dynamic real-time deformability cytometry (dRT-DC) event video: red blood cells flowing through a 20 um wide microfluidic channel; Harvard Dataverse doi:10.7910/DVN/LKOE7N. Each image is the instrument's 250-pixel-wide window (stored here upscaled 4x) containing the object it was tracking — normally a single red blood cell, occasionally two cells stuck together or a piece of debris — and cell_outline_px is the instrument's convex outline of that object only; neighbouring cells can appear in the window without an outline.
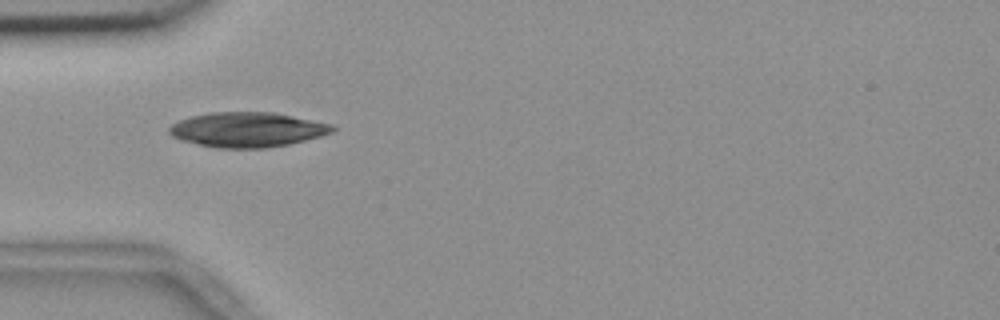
{"species": "common noctule bat (a hibernating species)", "species_latin": "Nyctalus noctula", "temperature_condition": "room temperature", "stored_images_in_passage": 39, "camera_frame_rate_fps": 3000, "um_per_image_px": 0.085, "animal": {"sex": "female", "body_mass_g": 18.4}, "frame": {"image": 1, "passage_image": 1, "time_ms": 0.0, "image_size_px": [1000, 320], "cell_outline_px": [[336, 128], [332, 132], [320, 136], [288, 144], [268, 148], [216, 148], [180, 140], [172, 136], [168, 132], [168, 128], [172, 124], [180, 120], [192, 116], [208, 112], [272, 112], [336, 124]], "centroid_in_image_um": [21.03, 11.02], "position_along_channel_um": 64.0, "area_um2": 33.29}}
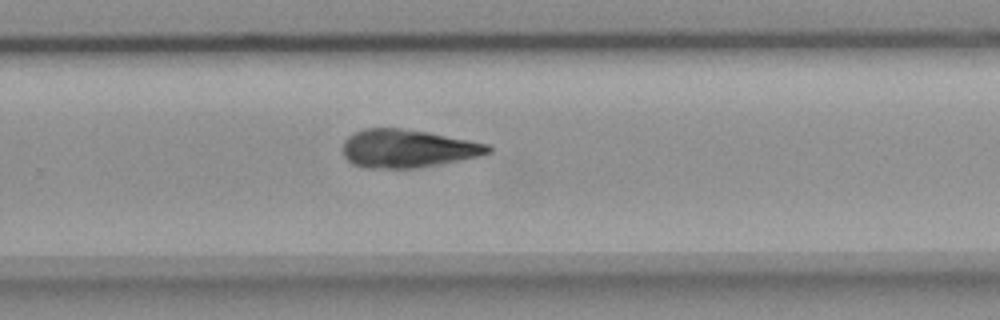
{"frame": {"image": 2, "passage_image": 20, "time_ms": 6.333, "image_size_px": [1000, 320], "cell_outline_px": [[492, 152], [476, 156], [416, 168], [364, 168], [352, 164], [344, 156], [344, 140], [348, 136], [364, 128], [400, 128], [428, 132], [488, 144], [492, 148]], "centroid_in_image_um": [34.6, 12.62], "position_along_channel_um": 295.2, "area_um2": 31.91}}
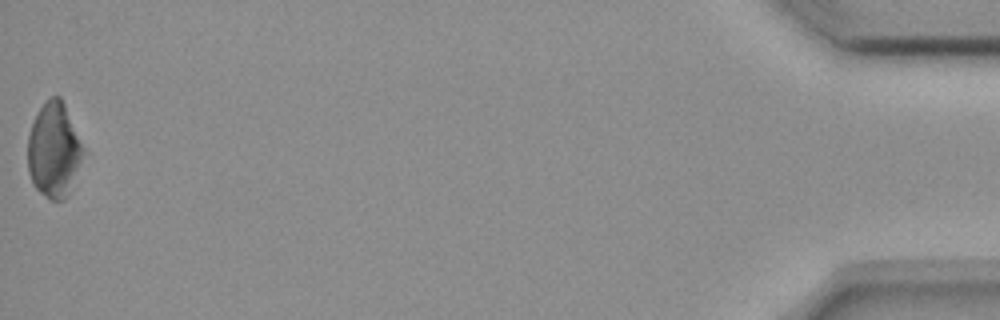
{"frame": {"image": 3, "passage_image": 39, "time_ms": 12.667, "image_size_px": [1000, 320], "cell_outline_px": [[88, 152], [68, 196], [64, 200], [48, 200], [32, 184], [28, 172], [28, 136], [32, 124], [40, 108], [52, 96], [60, 96]], "centroid_in_image_um": [4.64, 12.82], "position_along_channel_um": 430.6, "area_um2": 31.39}}